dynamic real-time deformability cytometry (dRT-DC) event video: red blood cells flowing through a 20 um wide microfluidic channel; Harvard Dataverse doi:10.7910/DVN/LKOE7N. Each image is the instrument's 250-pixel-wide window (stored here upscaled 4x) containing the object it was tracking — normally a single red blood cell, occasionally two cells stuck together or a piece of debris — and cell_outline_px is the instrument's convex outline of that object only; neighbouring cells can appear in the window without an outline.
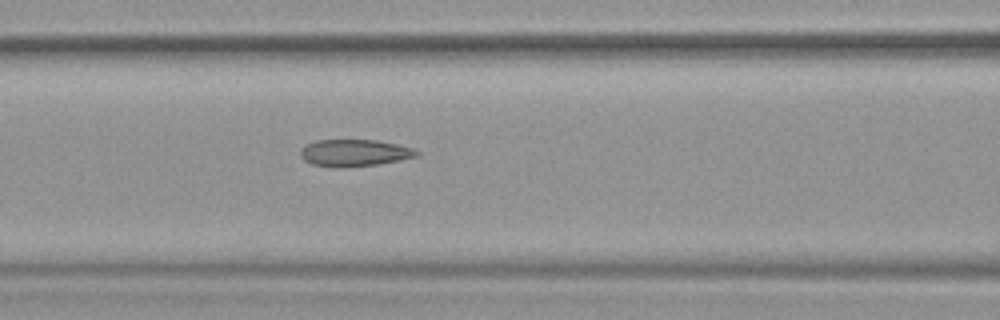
{"species": "common noctule bat (a hibernating species)", "species_latin": "Nyctalus noctula", "temperature_condition": "warm", "stored_images_in_passage": 53, "camera_frame_rate_fps": 3000, "um_per_image_px": 0.085, "animal": {"sex": "female", "body_mass_g": 19.9}, "frame": {"image": 1, "passage_image": 23, "time_ms": 7.333, "image_size_px": [1000, 320], "cell_outline_px": [[420, 156], [400, 160], [376, 164], [344, 168], [336, 168], [312, 164], [304, 160], [300, 156], [300, 148], [316, 140], [376, 140], [396, 144], [412, 148], [420, 152]], "centroid_in_image_um": [30.12, 13.0], "position_along_channel_um": 136.5, "area_um2": 18.32}, "authors_computed_cell_mechanics": {"area_um2": 19.1896, "velocity_mm_per_s": 3.8343, "shape_relaxation_time_tau1_ms": 6.6283, "shape_relaxation_time_tau2_ms": 1.7179, "deformation_change_tau1": 0.1887, "deformation_change_tau2": 0.1076}}